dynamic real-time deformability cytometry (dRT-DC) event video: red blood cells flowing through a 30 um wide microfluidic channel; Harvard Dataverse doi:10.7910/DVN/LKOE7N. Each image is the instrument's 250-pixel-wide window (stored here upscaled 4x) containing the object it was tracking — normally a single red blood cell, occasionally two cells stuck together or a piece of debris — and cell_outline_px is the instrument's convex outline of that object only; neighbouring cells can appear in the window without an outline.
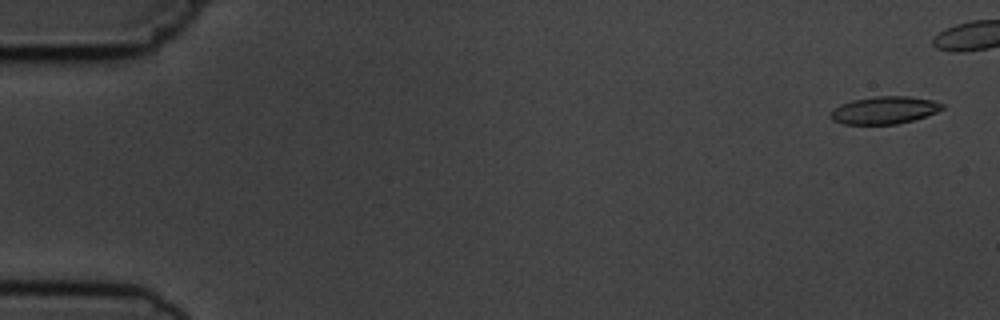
{"species": "common noctule bat (a hibernating species)", "species_latin": "Nyctalus noctula", "temperature_condition": "cold", "stored_images_in_passage": 6, "camera_frame_rate_fps": 3000, "um_per_image_px": 0.085, "animal": {"sex": "male", "body_mass_g": 19.5, "forearm_length_mm": 54.6}, "frame": {"image": 1, "passage_image": 1, "time_ms": 0.0, "image_size_px": [1000, 320], "cell_outline_px": [[944, 108], [936, 112], [912, 120], [896, 124], [844, 124], [832, 120], [828, 116], [832, 108], [840, 104], [852, 100], [876, 96], [908, 96], [932, 100], [944, 104]], "centroid_in_image_um": [75.12, 9.36], "position_along_channel_um": 9.9, "area_um2": 17.92}}
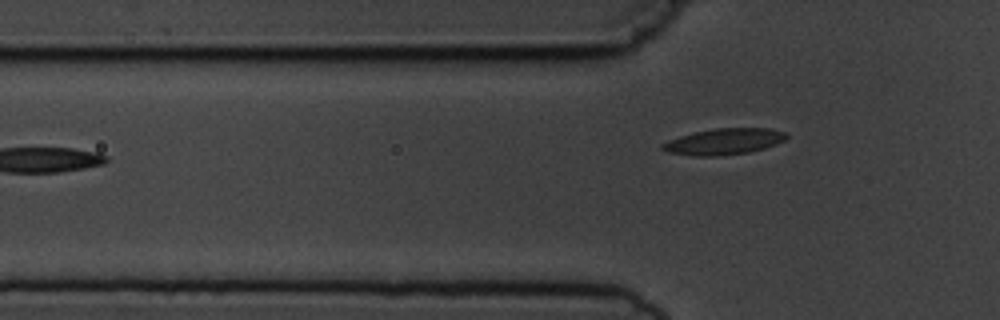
{"frame": {"image": 2, "passage_image": 6, "time_ms": 6.667, "image_size_px": [1000, 320], "cell_outline_px": [[788, 136], [784, 140], [776, 144], [764, 148], [748, 152], [716, 156], [692, 156], [668, 152], [660, 148], [660, 144], [668, 140], [680, 136], [696, 132], [716, 128], [768, 128], [784, 132]], "centroid_in_image_um": [61.5, 12.03], "position_along_channel_um": 64.3, "area_um2": 18.79}}